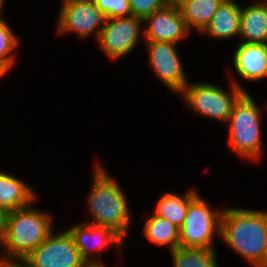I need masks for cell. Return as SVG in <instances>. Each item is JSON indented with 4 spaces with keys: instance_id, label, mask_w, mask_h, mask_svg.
Returning a JSON list of instances; mask_svg holds the SVG:
<instances>
[{
    "instance_id": "obj_1",
    "label": "cell",
    "mask_w": 267,
    "mask_h": 267,
    "mask_svg": "<svg viewBox=\"0 0 267 267\" xmlns=\"http://www.w3.org/2000/svg\"><path fill=\"white\" fill-rule=\"evenodd\" d=\"M220 236L254 267H267V213L225 209L221 218Z\"/></svg>"
},
{
    "instance_id": "obj_2",
    "label": "cell",
    "mask_w": 267,
    "mask_h": 267,
    "mask_svg": "<svg viewBox=\"0 0 267 267\" xmlns=\"http://www.w3.org/2000/svg\"><path fill=\"white\" fill-rule=\"evenodd\" d=\"M51 219L31 205L9 211L7 216L6 238L3 243L5 256L3 263H21L51 234ZM8 253V254H7ZM16 260L14 261L12 258Z\"/></svg>"
},
{
    "instance_id": "obj_3",
    "label": "cell",
    "mask_w": 267,
    "mask_h": 267,
    "mask_svg": "<svg viewBox=\"0 0 267 267\" xmlns=\"http://www.w3.org/2000/svg\"><path fill=\"white\" fill-rule=\"evenodd\" d=\"M95 172L93 189L88 199L95 221L90 224L111 228L123 238L130 224L124 192L102 166L98 165Z\"/></svg>"
},
{
    "instance_id": "obj_4",
    "label": "cell",
    "mask_w": 267,
    "mask_h": 267,
    "mask_svg": "<svg viewBox=\"0 0 267 267\" xmlns=\"http://www.w3.org/2000/svg\"><path fill=\"white\" fill-rule=\"evenodd\" d=\"M260 109L244 92L235 102L230 122L229 140L234 151L254 160L261 156Z\"/></svg>"
},
{
    "instance_id": "obj_5",
    "label": "cell",
    "mask_w": 267,
    "mask_h": 267,
    "mask_svg": "<svg viewBox=\"0 0 267 267\" xmlns=\"http://www.w3.org/2000/svg\"><path fill=\"white\" fill-rule=\"evenodd\" d=\"M223 211H212L197 194L188 205L187 214L179 229V247L213 248V233L220 235Z\"/></svg>"
},
{
    "instance_id": "obj_6",
    "label": "cell",
    "mask_w": 267,
    "mask_h": 267,
    "mask_svg": "<svg viewBox=\"0 0 267 267\" xmlns=\"http://www.w3.org/2000/svg\"><path fill=\"white\" fill-rule=\"evenodd\" d=\"M189 106L200 114L212 119L228 121L233 106L245 92L239 84L233 82L232 94H227L223 89L206 83L188 84L181 91Z\"/></svg>"
},
{
    "instance_id": "obj_7",
    "label": "cell",
    "mask_w": 267,
    "mask_h": 267,
    "mask_svg": "<svg viewBox=\"0 0 267 267\" xmlns=\"http://www.w3.org/2000/svg\"><path fill=\"white\" fill-rule=\"evenodd\" d=\"M85 263L68 230L55 236L51 232L21 262L24 267H83Z\"/></svg>"
},
{
    "instance_id": "obj_8",
    "label": "cell",
    "mask_w": 267,
    "mask_h": 267,
    "mask_svg": "<svg viewBox=\"0 0 267 267\" xmlns=\"http://www.w3.org/2000/svg\"><path fill=\"white\" fill-rule=\"evenodd\" d=\"M140 18L128 17L108 18L97 31L99 44L109 58L117 59L129 53L139 38Z\"/></svg>"
},
{
    "instance_id": "obj_9",
    "label": "cell",
    "mask_w": 267,
    "mask_h": 267,
    "mask_svg": "<svg viewBox=\"0 0 267 267\" xmlns=\"http://www.w3.org/2000/svg\"><path fill=\"white\" fill-rule=\"evenodd\" d=\"M59 16V33L75 31L81 37L90 35L106 21L94 0H64Z\"/></svg>"
},
{
    "instance_id": "obj_10",
    "label": "cell",
    "mask_w": 267,
    "mask_h": 267,
    "mask_svg": "<svg viewBox=\"0 0 267 267\" xmlns=\"http://www.w3.org/2000/svg\"><path fill=\"white\" fill-rule=\"evenodd\" d=\"M150 63L158 78L176 92L188 84L181 61L171 42L147 41Z\"/></svg>"
},
{
    "instance_id": "obj_11",
    "label": "cell",
    "mask_w": 267,
    "mask_h": 267,
    "mask_svg": "<svg viewBox=\"0 0 267 267\" xmlns=\"http://www.w3.org/2000/svg\"><path fill=\"white\" fill-rule=\"evenodd\" d=\"M144 22L150 25L143 30L147 41L176 42L185 37L190 29L181 14L180 9L165 5L146 17Z\"/></svg>"
},
{
    "instance_id": "obj_12",
    "label": "cell",
    "mask_w": 267,
    "mask_h": 267,
    "mask_svg": "<svg viewBox=\"0 0 267 267\" xmlns=\"http://www.w3.org/2000/svg\"><path fill=\"white\" fill-rule=\"evenodd\" d=\"M234 66L238 74L247 80L267 76V44L241 43L234 54Z\"/></svg>"
},
{
    "instance_id": "obj_13",
    "label": "cell",
    "mask_w": 267,
    "mask_h": 267,
    "mask_svg": "<svg viewBox=\"0 0 267 267\" xmlns=\"http://www.w3.org/2000/svg\"><path fill=\"white\" fill-rule=\"evenodd\" d=\"M68 231L71 234L78 250L80 251L81 257L86 262L95 261L92 260L90 256V251L92 250V248H90L89 241L92 238H94L95 240V250H101L104 246H108L109 242L111 244L114 242V244L116 243V245H121L123 239L117 232H115L111 228L96 226L92 224H79L73 227L72 229H69Z\"/></svg>"
},
{
    "instance_id": "obj_14",
    "label": "cell",
    "mask_w": 267,
    "mask_h": 267,
    "mask_svg": "<svg viewBox=\"0 0 267 267\" xmlns=\"http://www.w3.org/2000/svg\"><path fill=\"white\" fill-rule=\"evenodd\" d=\"M241 8L233 0H223L203 30L212 37L230 38L239 35Z\"/></svg>"
},
{
    "instance_id": "obj_15",
    "label": "cell",
    "mask_w": 267,
    "mask_h": 267,
    "mask_svg": "<svg viewBox=\"0 0 267 267\" xmlns=\"http://www.w3.org/2000/svg\"><path fill=\"white\" fill-rule=\"evenodd\" d=\"M261 2L241 9L239 36L245 43L267 44V0Z\"/></svg>"
},
{
    "instance_id": "obj_16",
    "label": "cell",
    "mask_w": 267,
    "mask_h": 267,
    "mask_svg": "<svg viewBox=\"0 0 267 267\" xmlns=\"http://www.w3.org/2000/svg\"><path fill=\"white\" fill-rule=\"evenodd\" d=\"M35 194L24 182L0 172V208L14 211L30 205Z\"/></svg>"
},
{
    "instance_id": "obj_17",
    "label": "cell",
    "mask_w": 267,
    "mask_h": 267,
    "mask_svg": "<svg viewBox=\"0 0 267 267\" xmlns=\"http://www.w3.org/2000/svg\"><path fill=\"white\" fill-rule=\"evenodd\" d=\"M197 194L195 190L188 191L184 197L166 193L158 201L155 215L167 219L180 229L184 223L189 202Z\"/></svg>"
},
{
    "instance_id": "obj_18",
    "label": "cell",
    "mask_w": 267,
    "mask_h": 267,
    "mask_svg": "<svg viewBox=\"0 0 267 267\" xmlns=\"http://www.w3.org/2000/svg\"><path fill=\"white\" fill-rule=\"evenodd\" d=\"M223 0H191L180 8L188 28L195 27L202 31L210 23L211 18Z\"/></svg>"
},
{
    "instance_id": "obj_19",
    "label": "cell",
    "mask_w": 267,
    "mask_h": 267,
    "mask_svg": "<svg viewBox=\"0 0 267 267\" xmlns=\"http://www.w3.org/2000/svg\"><path fill=\"white\" fill-rule=\"evenodd\" d=\"M144 236L157 245H170V252L179 247V228L167 219L151 216L143 228Z\"/></svg>"
},
{
    "instance_id": "obj_20",
    "label": "cell",
    "mask_w": 267,
    "mask_h": 267,
    "mask_svg": "<svg viewBox=\"0 0 267 267\" xmlns=\"http://www.w3.org/2000/svg\"><path fill=\"white\" fill-rule=\"evenodd\" d=\"M171 255L174 267H218L214 249L178 247Z\"/></svg>"
},
{
    "instance_id": "obj_21",
    "label": "cell",
    "mask_w": 267,
    "mask_h": 267,
    "mask_svg": "<svg viewBox=\"0 0 267 267\" xmlns=\"http://www.w3.org/2000/svg\"><path fill=\"white\" fill-rule=\"evenodd\" d=\"M16 38L6 22L0 18V62L9 69L14 63V57L8 54L17 46Z\"/></svg>"
},
{
    "instance_id": "obj_22",
    "label": "cell",
    "mask_w": 267,
    "mask_h": 267,
    "mask_svg": "<svg viewBox=\"0 0 267 267\" xmlns=\"http://www.w3.org/2000/svg\"><path fill=\"white\" fill-rule=\"evenodd\" d=\"M106 19L131 16L128 0H94Z\"/></svg>"
},
{
    "instance_id": "obj_23",
    "label": "cell",
    "mask_w": 267,
    "mask_h": 267,
    "mask_svg": "<svg viewBox=\"0 0 267 267\" xmlns=\"http://www.w3.org/2000/svg\"><path fill=\"white\" fill-rule=\"evenodd\" d=\"M133 16L144 20L166 5L165 0H128Z\"/></svg>"
},
{
    "instance_id": "obj_24",
    "label": "cell",
    "mask_w": 267,
    "mask_h": 267,
    "mask_svg": "<svg viewBox=\"0 0 267 267\" xmlns=\"http://www.w3.org/2000/svg\"><path fill=\"white\" fill-rule=\"evenodd\" d=\"M7 216L8 211L0 208V241H2V244L6 238Z\"/></svg>"
},
{
    "instance_id": "obj_25",
    "label": "cell",
    "mask_w": 267,
    "mask_h": 267,
    "mask_svg": "<svg viewBox=\"0 0 267 267\" xmlns=\"http://www.w3.org/2000/svg\"><path fill=\"white\" fill-rule=\"evenodd\" d=\"M191 0H165L167 6H171L175 9H180L186 3L190 2Z\"/></svg>"
},
{
    "instance_id": "obj_26",
    "label": "cell",
    "mask_w": 267,
    "mask_h": 267,
    "mask_svg": "<svg viewBox=\"0 0 267 267\" xmlns=\"http://www.w3.org/2000/svg\"><path fill=\"white\" fill-rule=\"evenodd\" d=\"M83 267H104V266L103 264L101 265V263L96 260V261L86 262Z\"/></svg>"
},
{
    "instance_id": "obj_27",
    "label": "cell",
    "mask_w": 267,
    "mask_h": 267,
    "mask_svg": "<svg viewBox=\"0 0 267 267\" xmlns=\"http://www.w3.org/2000/svg\"><path fill=\"white\" fill-rule=\"evenodd\" d=\"M0 267H24L21 263H3L0 262Z\"/></svg>"
},
{
    "instance_id": "obj_28",
    "label": "cell",
    "mask_w": 267,
    "mask_h": 267,
    "mask_svg": "<svg viewBox=\"0 0 267 267\" xmlns=\"http://www.w3.org/2000/svg\"><path fill=\"white\" fill-rule=\"evenodd\" d=\"M7 70H9V68L5 64L0 62V77L5 74Z\"/></svg>"
},
{
    "instance_id": "obj_29",
    "label": "cell",
    "mask_w": 267,
    "mask_h": 267,
    "mask_svg": "<svg viewBox=\"0 0 267 267\" xmlns=\"http://www.w3.org/2000/svg\"><path fill=\"white\" fill-rule=\"evenodd\" d=\"M3 1H4V0H0V14H1V9H2V7H3V4H4Z\"/></svg>"
}]
</instances>
